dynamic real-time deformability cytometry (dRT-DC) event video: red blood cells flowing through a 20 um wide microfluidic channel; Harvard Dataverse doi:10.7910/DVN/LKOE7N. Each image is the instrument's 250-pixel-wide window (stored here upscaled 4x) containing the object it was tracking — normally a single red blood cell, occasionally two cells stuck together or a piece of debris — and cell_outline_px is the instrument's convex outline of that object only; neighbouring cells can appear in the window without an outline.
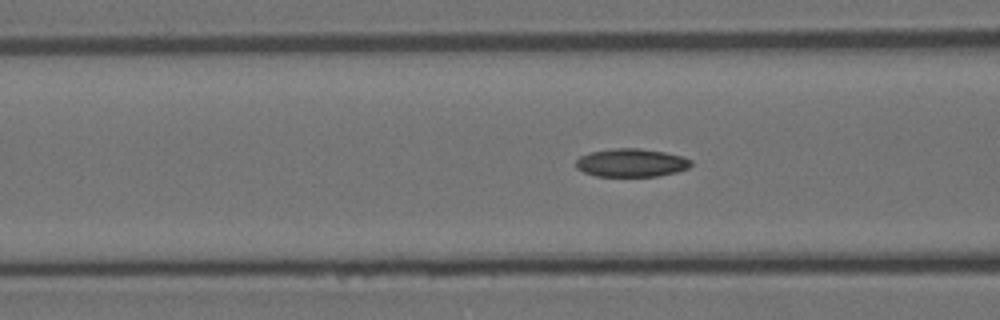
{"species": "Egyptian fruit bat (a non-hibernating species)", "species_latin": "Rousettus aegyptiacus", "temperature_condition": "room temperature", "stored_images_in_passage": 40, "camera_frame_rate_fps": 3000, "um_per_image_px": 0.085, "animal": {"sex": "female"}, "frame": {"image": 1, "passage_image": 12, "time_ms": 3.667, "image_size_px": [1000, 320], "cell_outline_px": [[692, 164], [688, 168], [676, 172], [656, 176], [596, 176], [584, 172], [576, 168], [576, 160], [580, 156], [588, 152], [616, 148], [640, 148], [664, 152], [684, 156], [692, 160]], "centroid_in_image_um": [53.66, 13.83], "position_along_channel_um": 112.9, "area_um2": 19.02}}
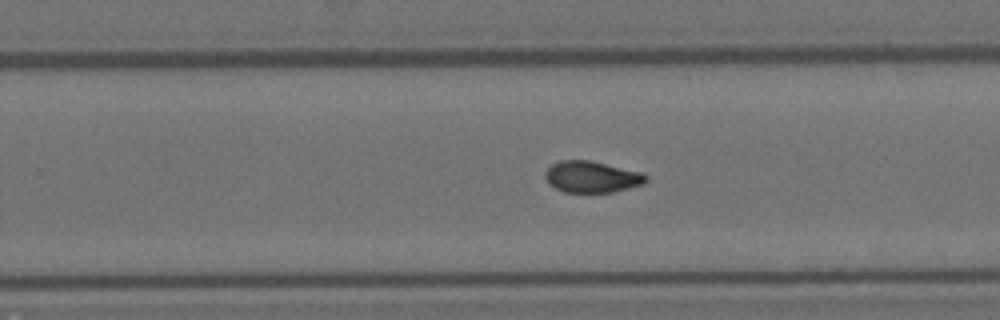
{"frame": {"image": 2, "passage_image": 26, "time_ms": 8.333, "image_size_px": [1000, 320], "cell_outline_px": [[648, 180], [644, 184], [612, 192], [564, 192], [548, 184], [544, 176], [544, 172], [552, 164], [560, 160], [588, 160], [640, 172], [648, 176]], "centroid_in_image_um": [50.27, 15.04], "position_along_channel_um": 279.5, "area_um2": 18.38}}
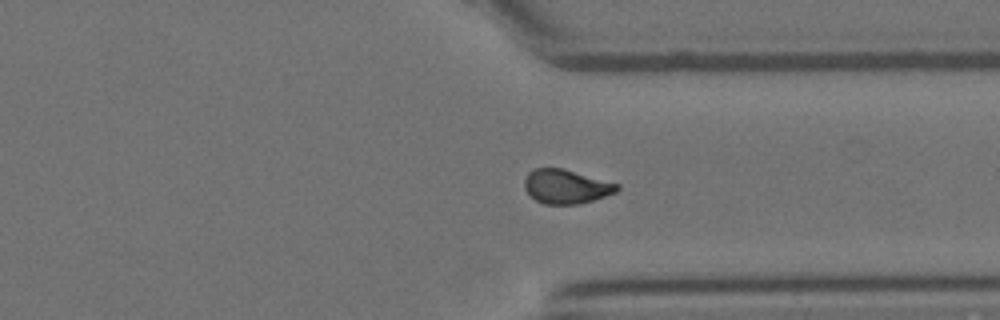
{"frame": {"image": 3, "passage_image": 33, "time_ms": 10.667, "image_size_px": [1000, 320], "cell_outline_px": [[620, 188], [616, 192], [592, 200], [576, 204], [544, 204], [536, 200], [524, 188], [524, 180], [528, 172], [532, 168], [564, 168], [620, 184]], "centroid_in_image_um": [48.11, 15.83], "position_along_channel_um": 363.3, "area_um2": 18.44}}